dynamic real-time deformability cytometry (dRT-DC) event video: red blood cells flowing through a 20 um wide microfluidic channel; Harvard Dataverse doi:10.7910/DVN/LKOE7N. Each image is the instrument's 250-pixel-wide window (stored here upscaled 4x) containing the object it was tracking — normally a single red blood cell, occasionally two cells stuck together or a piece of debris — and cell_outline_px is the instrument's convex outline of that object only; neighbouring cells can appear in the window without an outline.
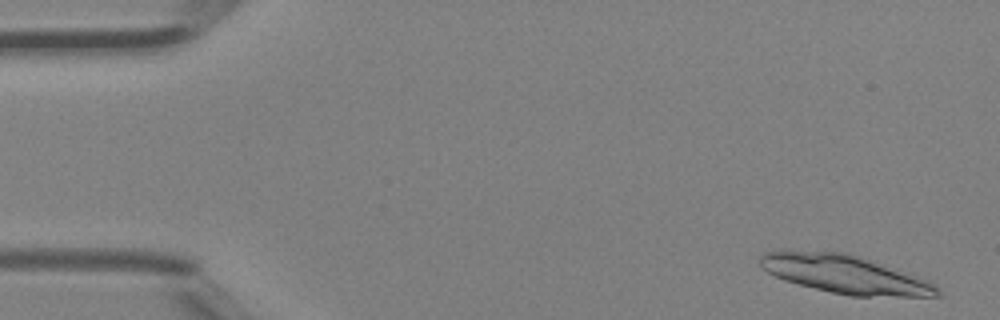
{"species": "Egyptian fruit bat (a non-hibernating species)", "species_latin": "Rousettus aegyptiacus", "temperature_condition": "room temperature", "stored_images_in_passage": 5, "camera_frame_rate_fps": 3000, "um_per_image_px": 0.085, "animal": {"sex": "female"}, "frame": {"image": 1, "passage_image": 1, "time_ms": 0.0, "image_size_px": [1000, 320], "cell_outline_px": [[940, 296], [852, 296], [832, 292], [784, 280], [768, 272], [760, 264], [760, 256], [764, 252], [780, 248], [844, 252], [860, 256], [920, 276], [936, 284], [940, 288]], "centroid_in_image_um": [71.81, 23.27], "position_along_channel_um": 13.2, "area_um2": 40.11}}
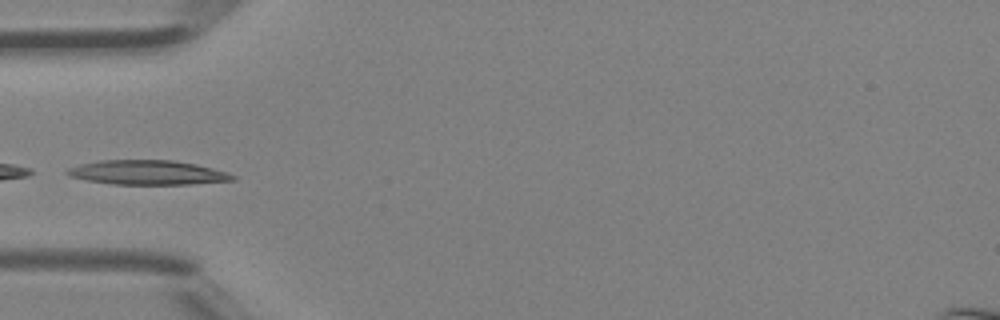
{"frame": {"image": 2, "passage_image": 5, "time_ms": 1.333, "image_size_px": [1000, 320], "cell_outline_px": [[236, 180], [192, 184], [112, 184], [84, 180], [68, 176], [64, 172], [68, 168], [80, 164], [100, 160], [172, 160], [196, 164], [212, 168], [236, 176]], "centroid_in_image_um": [12.49, 14.66], "position_along_channel_um": 72.5, "area_um2": 23.58}}